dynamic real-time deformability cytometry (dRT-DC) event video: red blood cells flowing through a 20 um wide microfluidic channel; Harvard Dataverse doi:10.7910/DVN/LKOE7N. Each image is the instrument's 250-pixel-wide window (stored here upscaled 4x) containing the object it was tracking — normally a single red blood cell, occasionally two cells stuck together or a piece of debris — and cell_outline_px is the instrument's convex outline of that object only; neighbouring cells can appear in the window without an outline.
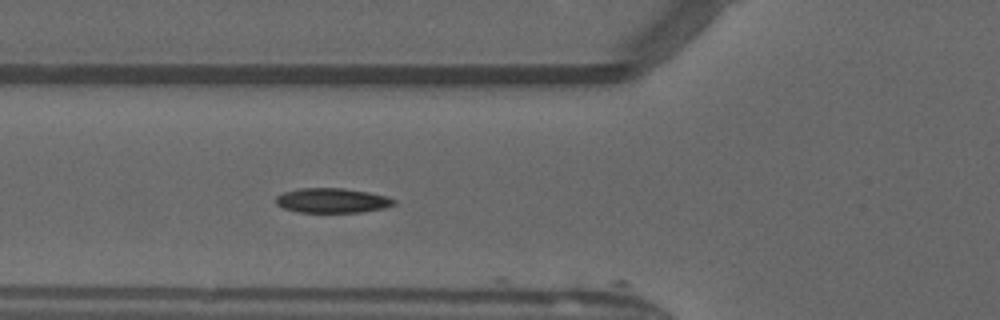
{"species": "common noctule bat (a hibernating species)", "species_latin": "Nyctalus noctula", "temperature_condition": "warm", "stored_images_in_passage": 7, "camera_frame_rate_fps": 3000, "um_per_image_px": 0.085, "animal": {"sex": "male", "forearm_length_mm": 52.5}, "frame": {"image": 1, "passage_image": 6, "time_ms": 1.667, "image_size_px": [1000, 320], "cell_outline_px": [[396, 204], [384, 208], [360, 212], [300, 212], [284, 208], [276, 204], [276, 196], [284, 192], [300, 188], [344, 188], [368, 192], [388, 196], [396, 200]], "centroid_in_image_um": [28.26, 17.04], "position_along_channel_um": 97.5, "area_um2": 16.99}}